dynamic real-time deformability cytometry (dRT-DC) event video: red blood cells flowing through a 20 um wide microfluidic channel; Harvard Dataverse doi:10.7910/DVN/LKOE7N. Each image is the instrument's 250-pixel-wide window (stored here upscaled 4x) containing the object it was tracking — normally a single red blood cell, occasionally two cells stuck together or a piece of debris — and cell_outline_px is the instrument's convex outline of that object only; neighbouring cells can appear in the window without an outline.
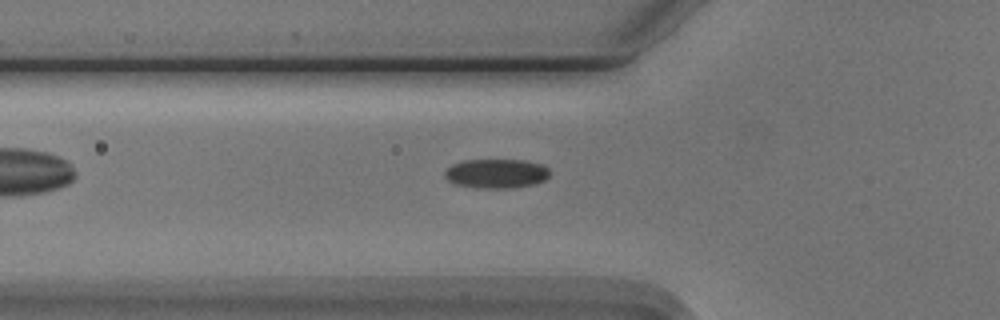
{"species": "Egyptian fruit bat (a non-hibernating species)", "species_latin": "Rousettus aegyptiacus", "temperature_condition": "cold", "stored_images_in_passage": 35, "camera_frame_rate_fps": 3000, "um_per_image_px": 0.085, "animal": {"sex": "male"}, "frame": {"image": 1, "passage_image": 6, "time_ms": 1.667, "image_size_px": [1000, 320], "cell_outline_px": [[548, 176], [544, 180], [532, 184], [512, 188], [484, 188], [456, 184], [448, 180], [444, 176], [444, 172], [452, 164], [464, 160], [524, 160], [540, 164], [548, 168]], "centroid_in_image_um": [42.16, 14.74], "position_along_channel_um": 83.6, "area_um2": 17.69}}
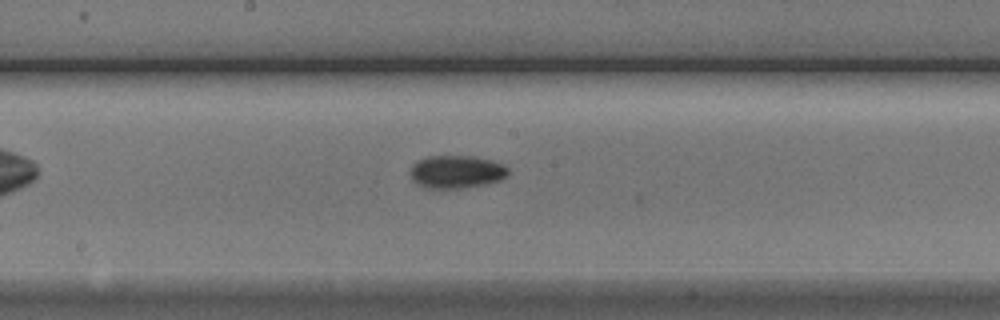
{"frame": {"image": 2, "passage_image": 16, "time_ms": 5.0, "image_size_px": [1000, 320], "cell_outline_px": [[508, 172], [500, 180], [460, 188], [432, 188], [416, 184], [412, 180], [412, 164], [416, 160], [428, 156], [472, 156], [492, 160], [504, 164], [508, 168]], "centroid_in_image_um": [38.78, 14.58], "position_along_channel_um": 209.4, "area_um2": 18.5}}
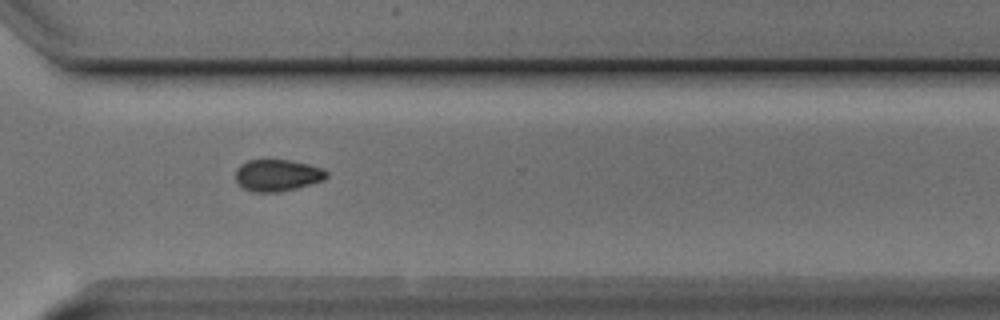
{"frame": {"image": 3, "passage_image": 27, "time_ms": 8.667, "image_size_px": [1000, 320], "cell_outline_px": [[328, 176], [324, 180], [296, 188], [280, 192], [252, 192], [244, 188], [236, 180], [236, 168], [240, 164], [248, 160], [288, 160], [308, 164], [320, 168], [328, 172]], "centroid_in_image_um": [23.56, 14.9], "position_along_channel_um": 347.0, "area_um2": 16.76}, "authors_computed_cell_mechanics": {"area_um2": 17.7446, "velocity_mm_per_s": 3.7652, "shape_relaxation_time_tau1_ms": 2.1975, "shape_relaxation_time_tau2_ms": null, "deformation_change_tau1": 0.0641, "deformation_change_tau2": null}}